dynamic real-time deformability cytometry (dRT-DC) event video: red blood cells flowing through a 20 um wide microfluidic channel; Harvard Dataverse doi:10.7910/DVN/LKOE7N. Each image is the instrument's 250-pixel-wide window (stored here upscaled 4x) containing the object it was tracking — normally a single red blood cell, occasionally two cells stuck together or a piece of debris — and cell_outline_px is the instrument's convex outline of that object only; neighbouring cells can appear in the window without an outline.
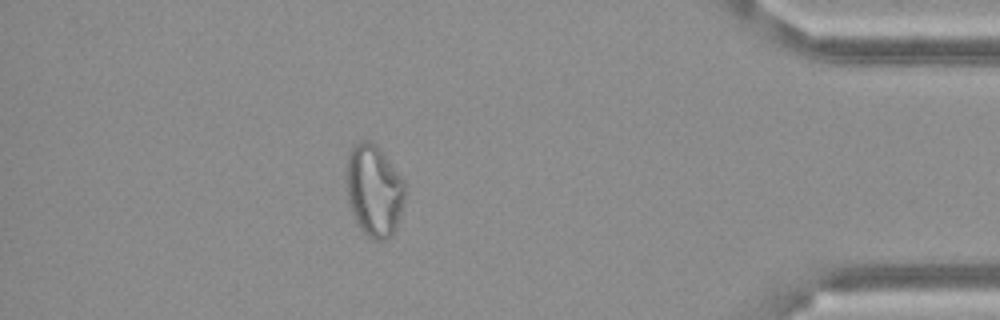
{"species": "Egyptian fruit bat (a non-hibernating species)", "species_latin": "Rousettus aegyptiacus", "temperature_condition": "cold", "stored_images_in_passage": 59, "camera_frame_rate_fps": 3000, "um_per_image_px": 0.085, "frame": {"image": 1, "passage_image": 51, "time_ms": 16.667, "image_size_px": [1000, 320], "cell_outline_px": [[404, 200], [392, 236], [384, 240], [372, 240], [360, 228], [352, 212], [348, 200], [348, 152], [352, 144], [360, 140], [368, 140], [384, 156], [404, 180]], "centroid_in_image_um": [31.78, 16.21], "position_along_channel_um": 403.4, "area_um2": 30.46}}